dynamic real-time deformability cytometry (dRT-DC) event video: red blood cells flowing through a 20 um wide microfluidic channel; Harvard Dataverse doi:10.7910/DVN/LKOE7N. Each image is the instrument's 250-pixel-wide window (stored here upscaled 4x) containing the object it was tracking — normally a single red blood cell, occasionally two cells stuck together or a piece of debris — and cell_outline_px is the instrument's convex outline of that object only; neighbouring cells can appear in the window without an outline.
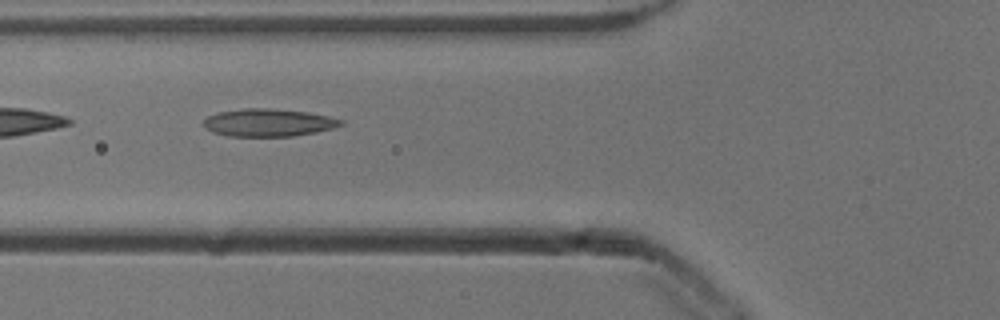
{"species": "common noctule bat (a hibernating species)", "species_latin": "Nyctalus noctula", "temperature_condition": "cold", "stored_images_in_passage": 21, "camera_frame_rate_fps": 3000, "um_per_image_px": 0.085, "animal": {"sex": "male", "body_mass_g": 13.3}, "frame": {"image": 1, "passage_image": 4, "time_ms": 1.0, "image_size_px": [1000, 320], "cell_outline_px": [[344, 124], [336, 128], [316, 132], [292, 136], [228, 136], [212, 132], [204, 128], [204, 120], [208, 116], [216, 112], [244, 108], [268, 108], [308, 112], [328, 116], [344, 120]], "centroid_in_image_um": [22.82, 10.42], "position_along_channel_um": 103.0, "area_um2": 22.31}}
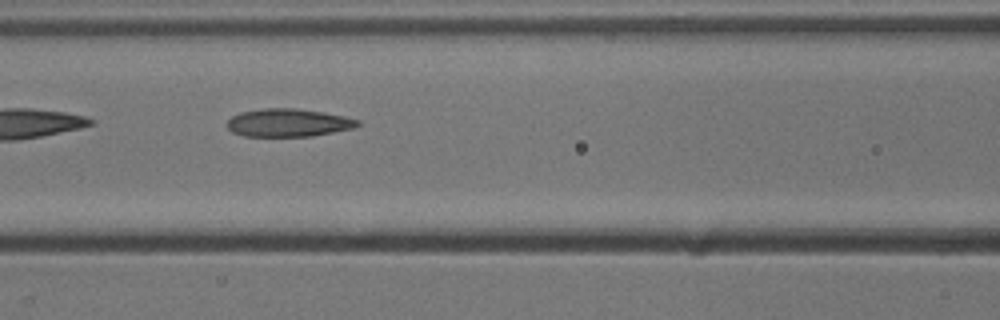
{"frame": {"image": 2, "passage_image": 7, "time_ms": 2.0, "image_size_px": [1000, 320], "cell_outline_px": [[360, 124], [352, 128], [312, 136], [244, 136], [232, 132], [228, 128], [228, 120], [232, 116], [240, 112], [264, 108], [296, 108], [324, 112], [344, 116], [360, 120]], "centroid_in_image_um": [24.5, 10.42], "position_along_channel_um": 142.1, "area_um2": 21.21}}
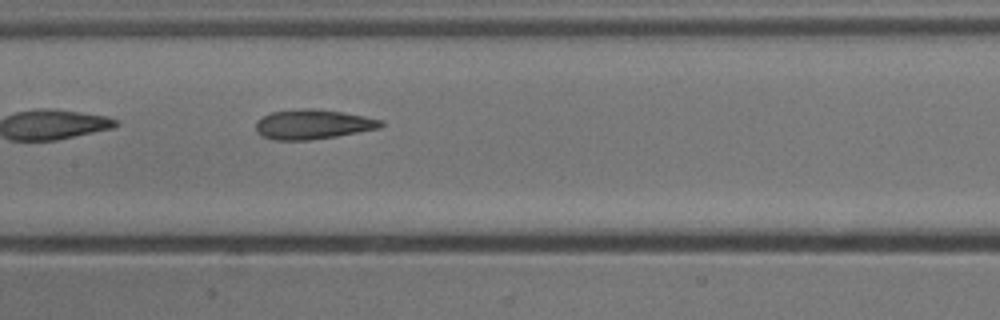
{"frame": {"image": 3, "passage_image": 10, "time_ms": 3.0, "image_size_px": [1000, 320], "cell_outline_px": [[384, 124], [380, 128], [336, 136], [308, 140], [272, 140], [260, 136], [256, 132], [256, 120], [272, 112], [296, 108], [312, 108], [344, 112], [384, 120]], "centroid_in_image_um": [26.57, 10.56], "position_along_channel_um": 180.8, "area_um2": 21.85}}